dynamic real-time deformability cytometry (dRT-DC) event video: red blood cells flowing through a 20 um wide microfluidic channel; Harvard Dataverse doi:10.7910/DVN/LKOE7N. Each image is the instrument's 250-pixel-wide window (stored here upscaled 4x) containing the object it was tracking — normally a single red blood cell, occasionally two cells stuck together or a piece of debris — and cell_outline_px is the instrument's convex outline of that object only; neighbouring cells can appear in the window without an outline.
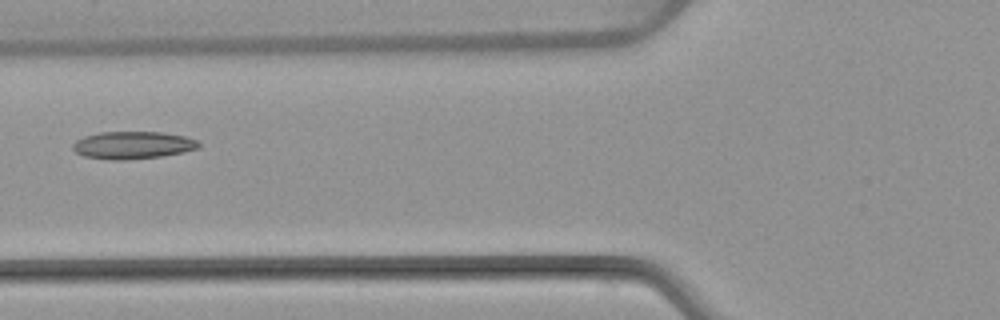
{"species": "common noctule bat (a hibernating species)", "species_latin": "Nyctalus noctula", "temperature_condition": "warm", "stored_images_in_passage": 6, "camera_frame_rate_fps": 3000, "um_per_image_px": 0.085, "animal": {"sex": "female", "body_mass_g": 22.7, "forearm_length_mm": 54.2}, "frame": {"image": 1, "passage_image": 6, "time_ms": 6.333, "image_size_px": [1000, 320], "cell_outline_px": [[200, 148], [184, 152], [160, 156], [124, 160], [108, 160], [84, 156], [76, 152], [72, 148], [72, 144], [76, 140], [84, 136], [100, 132], [160, 132], [184, 136], [196, 140], [200, 144]], "centroid_in_image_um": [11.27, 12.34], "position_along_channel_um": 114.5, "area_um2": 20.17}}